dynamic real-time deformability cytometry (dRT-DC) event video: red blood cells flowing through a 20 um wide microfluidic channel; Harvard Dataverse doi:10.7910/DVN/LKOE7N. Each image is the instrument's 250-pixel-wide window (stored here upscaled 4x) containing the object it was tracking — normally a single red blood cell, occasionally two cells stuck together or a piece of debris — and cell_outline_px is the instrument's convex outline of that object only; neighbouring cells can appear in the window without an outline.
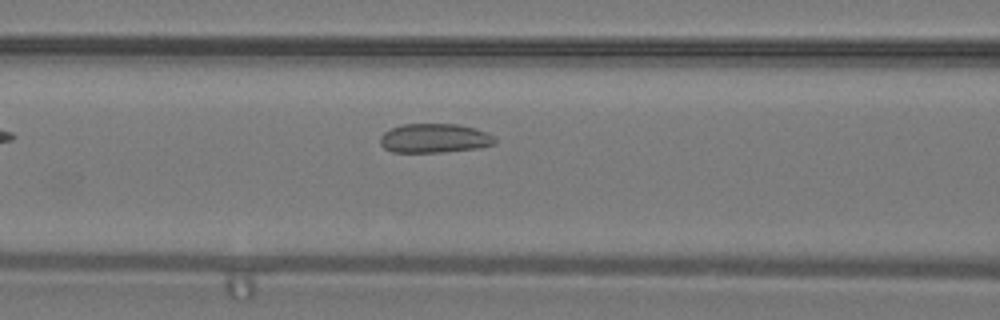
{"species": "common noctule bat (a hibernating species)", "species_latin": "Nyctalus noctula", "temperature_condition": "warm", "stored_images_in_passage": 12, "camera_frame_rate_fps": 3000, "um_per_image_px": 0.085, "animal": {"sex": "male", "body_mass_g": 19.2, "forearm_length_mm": 51.8}, "frame": {"image": 1, "passage_image": 7, "time_ms": 2.0, "image_size_px": [1000, 320], "cell_outline_px": [[496, 144], [480, 148], [440, 152], [392, 152], [384, 148], [380, 144], [380, 136], [384, 132], [392, 128], [404, 124], [456, 124], [476, 128], [492, 136], [496, 140]], "centroid_in_image_um": [36.92, 11.76], "position_along_channel_um": 129.7, "area_um2": 19.48}}